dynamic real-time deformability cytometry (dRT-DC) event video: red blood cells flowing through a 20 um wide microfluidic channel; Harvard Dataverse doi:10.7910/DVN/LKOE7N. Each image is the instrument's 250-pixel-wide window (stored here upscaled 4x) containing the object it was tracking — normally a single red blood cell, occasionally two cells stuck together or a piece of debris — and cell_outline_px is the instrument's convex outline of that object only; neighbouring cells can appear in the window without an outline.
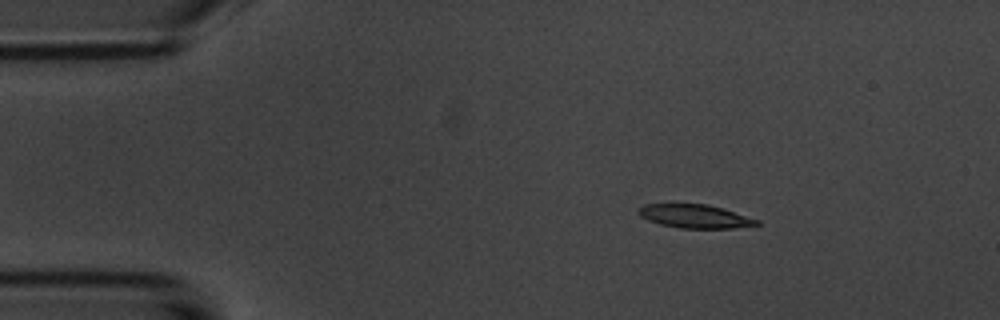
{"species": "common noctule bat (a hibernating species)", "species_latin": "Nyctalus noctula", "temperature_condition": "room temperature", "stored_images_in_passage": 5, "camera_frame_rate_fps": 3000, "um_per_image_px": 0.085, "animal": {"sex": "male", "body_mass_g": 20.1, "forearm_length_mm": 53.5}, "frame": {"image": 1, "passage_image": 3, "time_ms": 2.333, "image_size_px": [1000, 320], "cell_outline_px": [[760, 224], [732, 228], [680, 228], [660, 224], [648, 220], [640, 216], [636, 212], [636, 208], [644, 204], [708, 204], [724, 208], [760, 220]], "centroid_in_image_um": [59.04, 18.37], "position_along_channel_um": 26.0, "area_um2": 16.36}}